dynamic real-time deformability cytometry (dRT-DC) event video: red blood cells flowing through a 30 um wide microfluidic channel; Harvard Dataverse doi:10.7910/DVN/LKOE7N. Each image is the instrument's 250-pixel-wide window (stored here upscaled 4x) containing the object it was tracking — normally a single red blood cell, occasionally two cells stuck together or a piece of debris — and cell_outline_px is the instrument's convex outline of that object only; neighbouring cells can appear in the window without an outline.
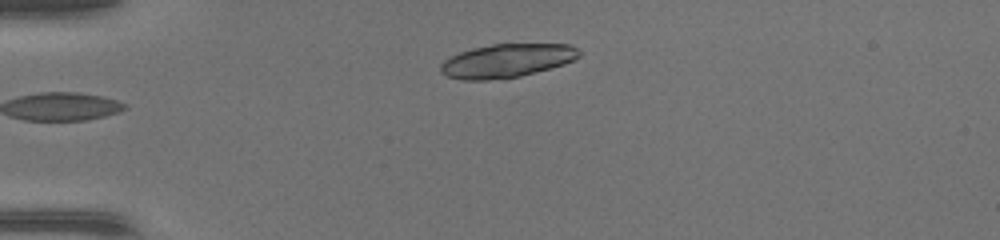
{"species": "common noctule bat (a hibernating species)", "species_latin": "Nyctalus noctula", "temperature_condition": "warm", "stored_images_in_passage": 32, "camera_frame_rate_fps": 3000, "um_per_image_px": 0.085, "animal": {"sex": "female", "body_mass_g": 17.0, "forearm_length_mm": 48.0}, "frame": {"image": 1, "passage_image": 1, "time_ms": 0.0, "image_size_px": [1000, 240], "cell_outline_px": [[580, 56], [564, 64], [520, 76], [488, 80], [464, 80], [448, 76], [440, 72], [440, 64], [444, 60], [460, 52], [472, 48], [492, 44], [568, 44], [576, 48], [580, 52]], "centroid_in_image_um": [43.05, 5.16], "position_along_channel_um": 41.9, "area_um2": 26.88}}